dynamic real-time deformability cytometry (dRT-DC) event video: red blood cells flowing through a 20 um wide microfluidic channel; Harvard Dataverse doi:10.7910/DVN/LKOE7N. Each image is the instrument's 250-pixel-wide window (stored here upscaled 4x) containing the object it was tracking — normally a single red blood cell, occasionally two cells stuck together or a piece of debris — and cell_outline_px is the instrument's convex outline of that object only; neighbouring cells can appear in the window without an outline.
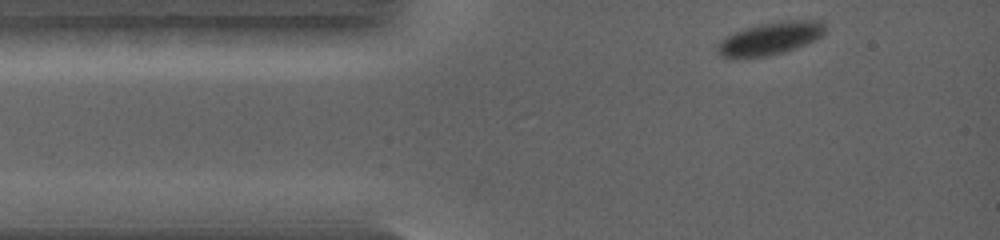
{"species": "common noctule bat (a hibernating species)", "species_latin": "Nyctalus noctula", "temperature_condition": "warm", "stored_images_in_passage": 21, "camera_frame_rate_fps": 5000, "um_per_image_px": 0.085, "animal": {"sex": "female", "body_mass_g": 19.0, "forearm_length_mm": 56.7}, "frame": {"image": 1, "passage_image": 2, "time_ms": 0.2, "image_size_px": [1000, 240], "cell_outline_px": [[824, 32], [820, 36], [796, 48], [784, 52], [768, 56], [728, 60], [720, 56], [720, 40], [724, 36], [744, 28], [760, 24], [780, 20], [824, 20]], "centroid_in_image_um": [65.42, 3.28], "position_along_channel_um": 19.6, "area_um2": 20.69}}
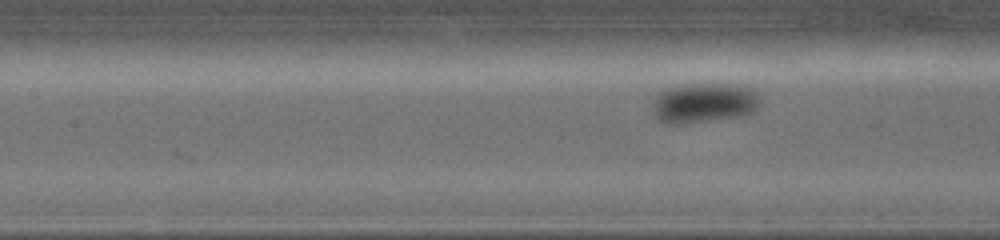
{"frame": {"image": 2, "passage_image": 18, "time_ms": 3.4, "image_size_px": [1000, 240], "cell_outline_px": [[760, 100], [756, 108], [752, 112], [744, 116], [676, 124], [668, 124], [660, 120], [656, 116], [652, 108], [660, 92], [668, 88], [680, 84], [732, 84], [748, 88], [756, 92]], "centroid_in_image_um": [59.85, 8.74], "position_along_channel_um": 147.6, "area_um2": 24.68}}
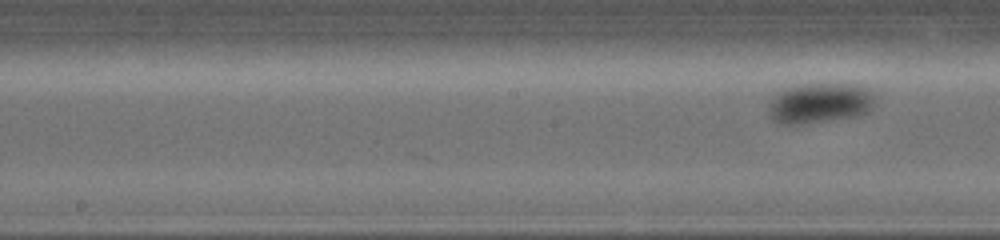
{"frame": {"image": 3, "passage_image": 21, "time_ms": 4.0, "image_size_px": [1000, 240], "cell_outline_px": [[872, 108], [856, 116], [800, 124], [780, 124], [772, 120], [768, 112], [768, 104], [776, 92], [804, 84], [852, 84], [868, 88], [872, 96]], "centroid_in_image_um": [69.6, 8.77], "position_along_channel_um": 178.6, "area_um2": 24.62}}